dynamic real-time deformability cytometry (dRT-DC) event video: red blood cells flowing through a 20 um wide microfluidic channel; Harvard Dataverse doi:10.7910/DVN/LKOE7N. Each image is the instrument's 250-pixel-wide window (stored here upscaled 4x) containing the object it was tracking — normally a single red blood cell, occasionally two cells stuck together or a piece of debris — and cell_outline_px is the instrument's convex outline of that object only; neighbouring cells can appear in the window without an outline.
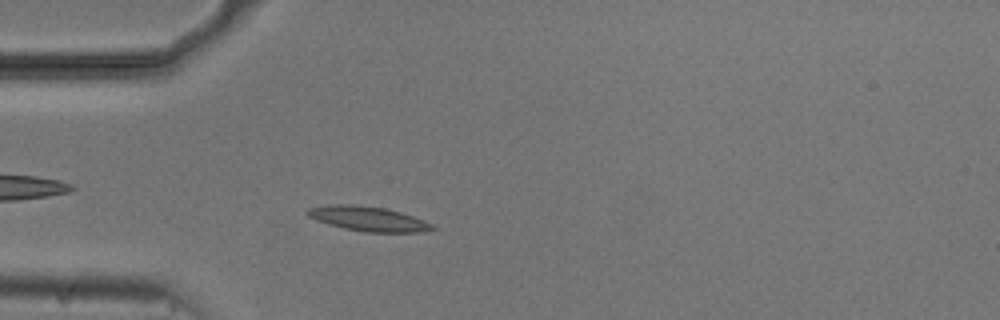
{"species": "common noctule bat (a hibernating species)", "species_latin": "Nyctalus noctula", "temperature_condition": "cold", "stored_images_in_passage": 50, "camera_frame_rate_fps": 3000, "um_per_image_px": 0.085, "animal": {"sex": "male", "body_mass_g": 20.5, "forearm_length_mm": 52.5}, "frame": {"image": 1, "passage_image": 11, "time_ms": 3.333, "image_size_px": [1000, 320], "cell_outline_px": [[440, 228], [420, 232], [364, 232], [344, 228], [328, 224], [316, 220], [308, 216], [304, 212], [308, 208], [332, 204], [352, 204], [384, 208], [400, 212], [424, 220]], "centroid_in_image_um": [31.29, 18.6], "position_along_channel_um": 53.7, "area_um2": 17.98}}
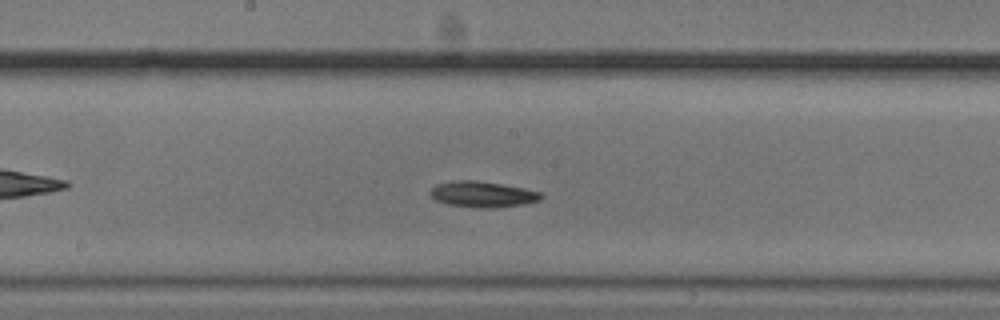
{"frame": {"image": 2, "passage_image": 24, "time_ms": 7.667, "image_size_px": [1000, 320], "cell_outline_px": [[544, 196], [540, 200], [524, 204], [492, 208], [476, 208], [448, 204], [436, 200], [428, 192], [436, 184], [456, 180], [476, 180], [500, 184], [540, 192]], "centroid_in_image_um": [40.99, 16.52], "position_along_channel_um": 207.2, "area_um2": 16.59}}
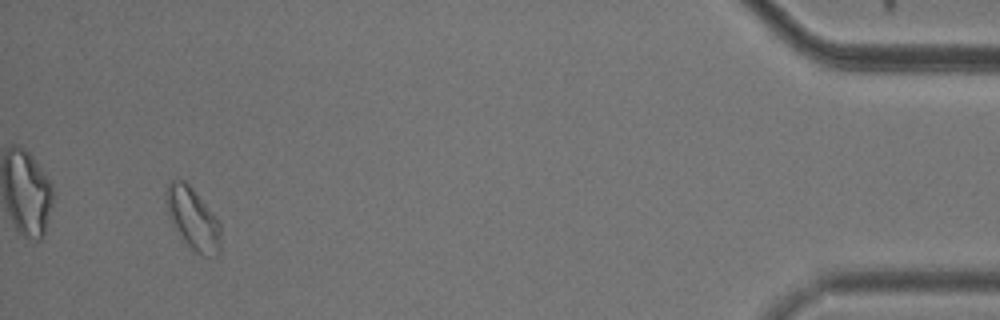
{"frame": {"image": 3, "passage_image": 47, "time_ms": 15.333, "image_size_px": [1000, 320], "cell_outline_px": [[220, 252], [216, 256], [204, 256], [196, 252], [184, 240], [172, 224], [164, 200], [164, 192], [168, 180], [184, 180], [192, 188], [220, 220]], "centroid_in_image_um": [16.38, 18.55], "position_along_channel_um": 418.8, "area_um2": 19.83}, "authors_computed_cell_mechanics": {"area_um2": 16.8487, "velocity_mm_per_s": 3.7093, "shape_relaxation_time_tau1_ms": null, "shape_relaxation_time_tau2_ms": 7.4448, "deformation_change_tau1": null, "deformation_change_tau2": 0.1203}}